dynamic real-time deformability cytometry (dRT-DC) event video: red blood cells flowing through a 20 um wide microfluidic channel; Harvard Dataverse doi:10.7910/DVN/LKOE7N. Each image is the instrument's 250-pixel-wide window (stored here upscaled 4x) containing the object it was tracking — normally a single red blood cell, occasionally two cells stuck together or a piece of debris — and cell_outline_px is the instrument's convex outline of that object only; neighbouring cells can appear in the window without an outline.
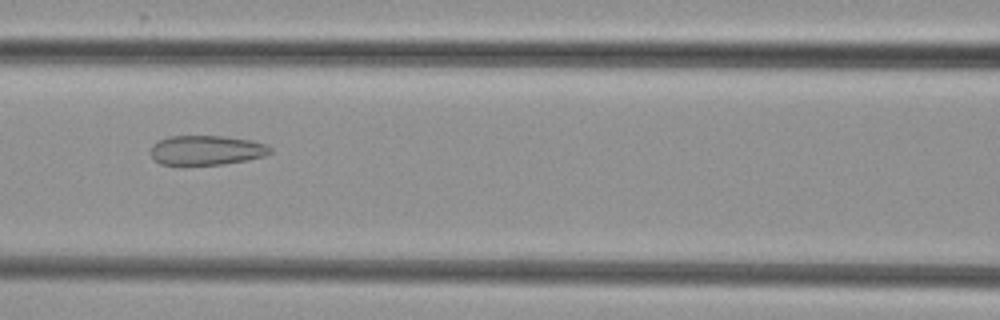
{"species": "common noctule bat (a hibernating species)", "species_latin": "Nyctalus noctula", "temperature_condition": "cold", "stored_images_in_passage": 5, "camera_frame_rate_fps": 3000, "um_per_image_px": 0.085, "animal": {"sex": "female", "body_mass_g": 29.2, "forearm_length_mm": 56.3}, "frame": {"image": 1, "passage_image": 3, "time_ms": 3.333, "image_size_px": [1000, 320], "cell_outline_px": [[272, 152], [264, 156], [248, 160], [224, 164], [160, 164], [152, 156], [152, 144], [168, 136], [224, 136], [252, 140], [268, 144], [272, 148]], "centroid_in_image_um": [17.62, 12.75], "position_along_channel_um": 149.0, "area_um2": 20.58}}
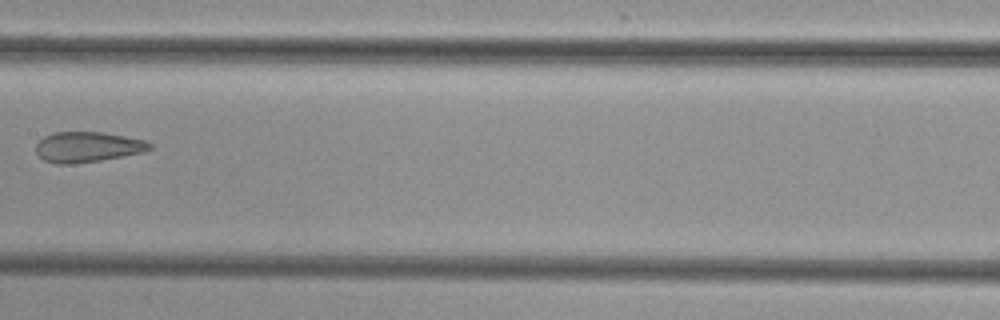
{"frame": {"image": 2, "passage_image": 4, "time_ms": 4.667, "image_size_px": [1000, 320], "cell_outline_px": [[152, 148], [144, 152], [100, 160], [68, 164], [56, 164], [44, 160], [36, 152], [36, 144], [44, 136], [52, 132], [104, 132], [144, 140], [152, 144]], "centroid_in_image_um": [7.43, 12.48], "position_along_channel_um": 200.0, "area_um2": 20.06}}
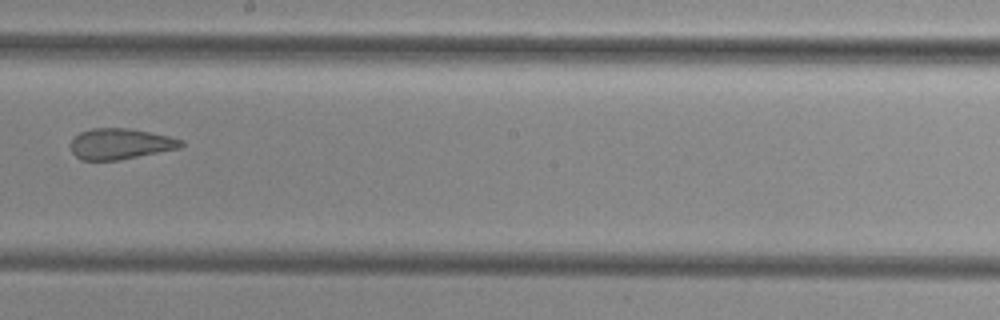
{"frame": {"image": 3, "passage_image": 5, "time_ms": 5.667, "image_size_px": [1000, 320], "cell_outline_px": [[184, 144], [180, 148], [120, 160], [80, 160], [72, 152], [68, 144], [80, 132], [92, 128], [128, 128], [168, 136], [184, 140]], "centroid_in_image_um": [10.21, 12.23], "position_along_channel_um": 238.0, "area_um2": 19.88}}